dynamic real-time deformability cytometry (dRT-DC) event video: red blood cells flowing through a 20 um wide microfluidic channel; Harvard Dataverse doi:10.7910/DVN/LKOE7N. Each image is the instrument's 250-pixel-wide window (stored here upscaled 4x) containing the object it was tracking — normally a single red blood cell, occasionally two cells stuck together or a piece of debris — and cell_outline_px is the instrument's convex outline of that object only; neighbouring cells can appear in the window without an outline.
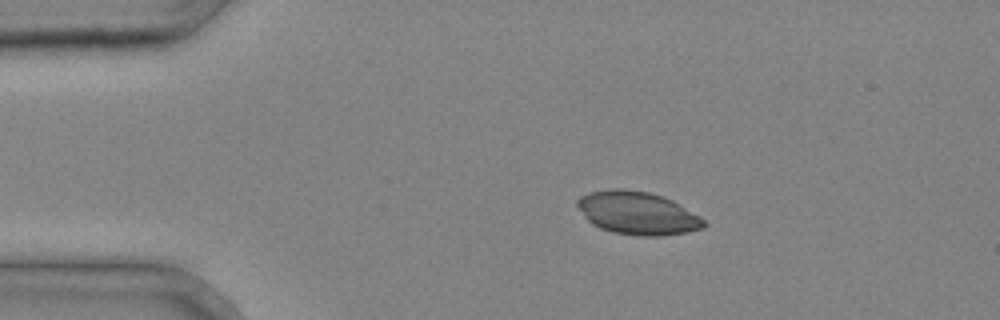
{"species": "common noctule bat (a hibernating species)", "species_latin": "Nyctalus noctula", "temperature_condition": "cold", "stored_images_in_passage": 2, "camera_frame_rate_fps": 3000, "um_per_image_px": 0.085, "animal": {"sex": "male", "body_mass_g": 20.4}, "frame": {"image": 1, "passage_image": 1, "time_ms": 0.0, "image_size_px": [1000, 320], "cell_outline_px": [[708, 224], [704, 228], [688, 232], [660, 236], [640, 236], [612, 232], [600, 228], [592, 224], [584, 216], [576, 204], [576, 200], [580, 196], [588, 192], [608, 188], [624, 188], [648, 192], [672, 200], [700, 216]], "centroid_in_image_um": [54.17, 18.11], "position_along_channel_um": 30.8, "area_um2": 31.91}}